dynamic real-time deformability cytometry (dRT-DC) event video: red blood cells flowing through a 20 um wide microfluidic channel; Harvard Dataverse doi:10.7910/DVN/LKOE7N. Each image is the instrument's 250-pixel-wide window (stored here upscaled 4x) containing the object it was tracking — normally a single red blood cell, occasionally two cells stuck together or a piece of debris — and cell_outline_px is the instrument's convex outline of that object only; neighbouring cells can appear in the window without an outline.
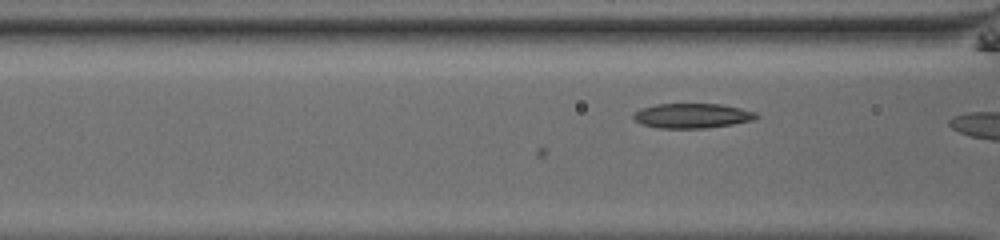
{"species": "common noctule bat (a hibernating species)", "species_latin": "Nyctalus noctula", "temperature_condition": "room temperature", "stored_images_in_passage": 7, "camera_frame_rate_fps": 3000, "um_per_image_px": 0.085, "animal": {"sex": "male", "body_mass_g": 13.0, "forearm_length_mm": 53.1}, "frame": {"image": 1, "passage_image": 7, "time_ms": 2.0, "image_size_px": [1000, 240], "cell_outline_px": [[760, 116], [756, 120], [732, 124], [704, 128], [660, 128], [644, 124], [636, 120], [632, 116], [632, 112], [640, 108], [656, 104], [720, 104], [740, 108], [756, 112]], "centroid_in_image_um": [58.85, 9.83], "position_along_channel_um": 107.7, "area_um2": 17.74}}